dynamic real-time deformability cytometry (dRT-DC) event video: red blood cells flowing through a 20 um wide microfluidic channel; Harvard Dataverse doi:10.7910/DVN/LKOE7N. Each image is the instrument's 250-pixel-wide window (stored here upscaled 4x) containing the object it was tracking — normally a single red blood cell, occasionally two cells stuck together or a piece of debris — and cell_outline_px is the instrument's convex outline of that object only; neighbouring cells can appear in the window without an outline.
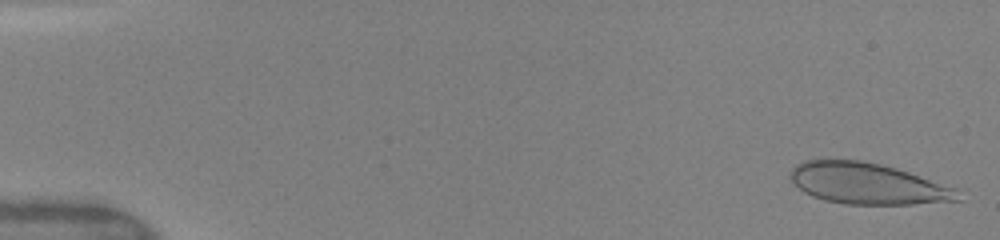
{"species": "human", "species_latin": "Homo sapiens", "temperature_condition": "warm", "stored_images_in_passage": 7, "camera_frame_rate_fps": 3000, "um_per_image_px": 0.085, "donor": {"sex": "female"}, "frame": {"image": 1, "passage_image": 1, "time_ms": 0.0, "image_size_px": [1000, 240], "cell_outline_px": [[964, 200], [912, 204], [844, 204], [824, 200], [812, 196], [804, 192], [792, 180], [792, 168], [796, 164], [804, 160], [860, 160], [880, 164], [896, 168], [956, 188]], "centroid_in_image_um": [73.77, 15.61], "position_along_channel_um": 11.2, "area_um2": 39.94}}
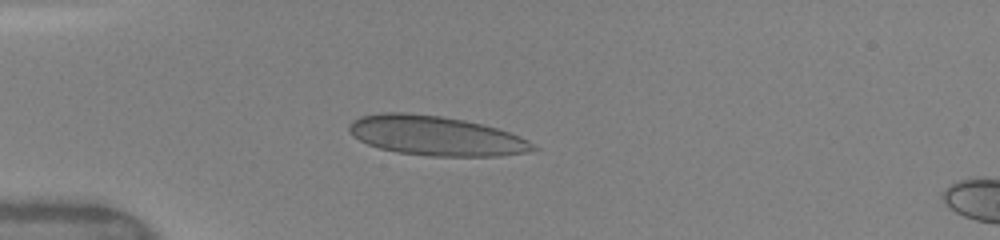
{"frame": {"image": 2, "passage_image": 5, "time_ms": 4.0, "image_size_px": [1000, 240], "cell_outline_px": [[540, 148], [528, 152], [500, 156], [428, 156], [396, 152], [380, 148], [368, 144], [352, 136], [348, 132], [348, 124], [352, 120], [360, 116], [380, 112], [404, 112], [440, 116], [464, 120], [496, 128], [520, 136], [528, 140]], "centroid_in_image_um": [37.01, 11.54], "position_along_channel_um": 48.0, "area_um2": 42.6}}
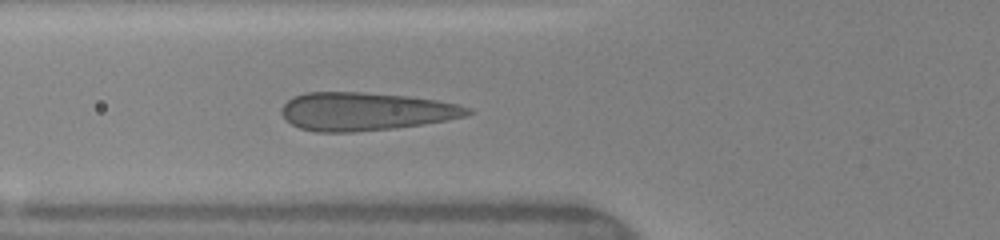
{"frame": {"image": 3, "passage_image": 7, "time_ms": 5.667, "image_size_px": [1000, 240], "cell_outline_px": [[472, 112], [464, 116], [424, 124], [392, 128], [352, 132], [316, 132], [300, 128], [284, 120], [280, 112], [280, 108], [292, 96], [304, 92], [360, 92], [408, 96], [436, 100], [456, 104], [472, 108]], "centroid_in_image_um": [30.99, 9.47], "position_along_channel_um": 94.8, "area_um2": 41.38}}